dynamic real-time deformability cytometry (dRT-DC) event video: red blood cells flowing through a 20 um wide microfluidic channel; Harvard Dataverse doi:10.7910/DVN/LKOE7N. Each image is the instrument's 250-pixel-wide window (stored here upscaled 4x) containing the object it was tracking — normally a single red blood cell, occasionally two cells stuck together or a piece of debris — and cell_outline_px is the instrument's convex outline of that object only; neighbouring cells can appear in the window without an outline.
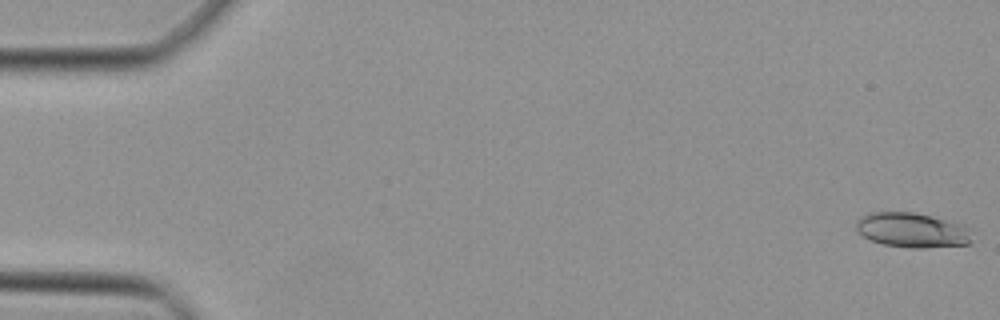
{"species": "Egyptian fruit bat (a non-hibernating species)", "species_latin": "Rousettus aegyptiacus", "temperature_condition": "cold", "stored_images_in_passage": 47, "camera_frame_rate_fps": 3000, "um_per_image_px": 0.085, "animal": {"sex": "female"}, "frame": {"image": 1, "passage_image": 1, "time_ms": 0.0, "image_size_px": [1000, 320], "cell_outline_px": [[972, 240], [968, 244], [924, 248], [908, 248], [884, 244], [872, 240], [856, 232], [856, 220], [860, 216], [872, 212], [912, 212], [944, 220], [972, 228]], "centroid_in_image_um": [77.52, 19.57], "position_along_channel_um": 7.5, "area_um2": 23.41}}
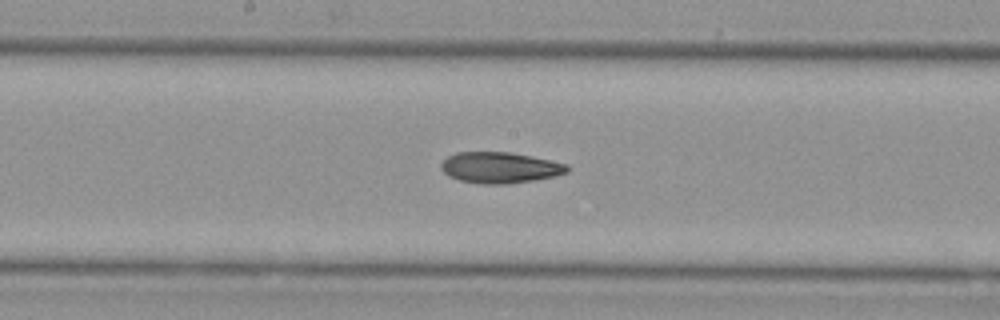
{"frame": {"image": 2, "passage_image": 25, "time_ms": 8.0, "image_size_px": [1000, 320], "cell_outline_px": [[568, 172], [556, 176], [532, 180], [504, 184], [480, 184], [460, 180], [448, 176], [440, 168], [440, 164], [448, 156], [456, 152], [508, 152], [532, 156], [568, 164]], "centroid_in_image_um": [42.48, 14.24], "position_along_channel_um": 205.7, "area_um2": 22.77}}
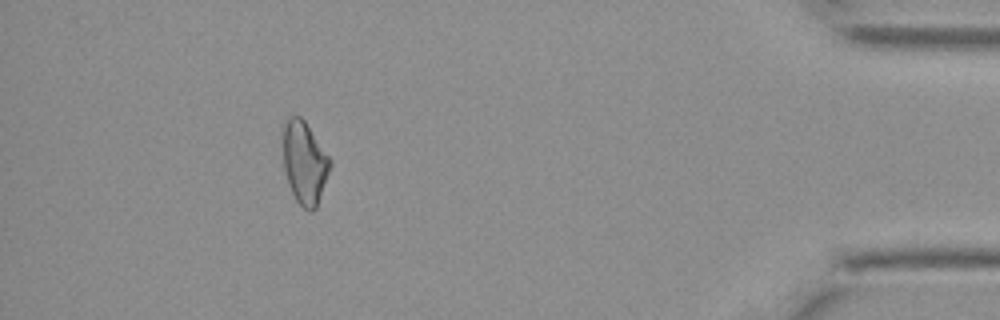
{"frame": {"image": 3, "passage_image": 43, "time_ms": 14.0, "image_size_px": [1000, 320], "cell_outline_px": [[332, 164], [316, 208], [312, 212], [308, 212], [296, 200], [288, 184], [284, 168], [280, 128], [288, 116], [300, 116], [304, 120], [332, 160]], "centroid_in_image_um": [25.85, 13.78], "position_along_channel_um": 409.4, "area_um2": 23.18}}